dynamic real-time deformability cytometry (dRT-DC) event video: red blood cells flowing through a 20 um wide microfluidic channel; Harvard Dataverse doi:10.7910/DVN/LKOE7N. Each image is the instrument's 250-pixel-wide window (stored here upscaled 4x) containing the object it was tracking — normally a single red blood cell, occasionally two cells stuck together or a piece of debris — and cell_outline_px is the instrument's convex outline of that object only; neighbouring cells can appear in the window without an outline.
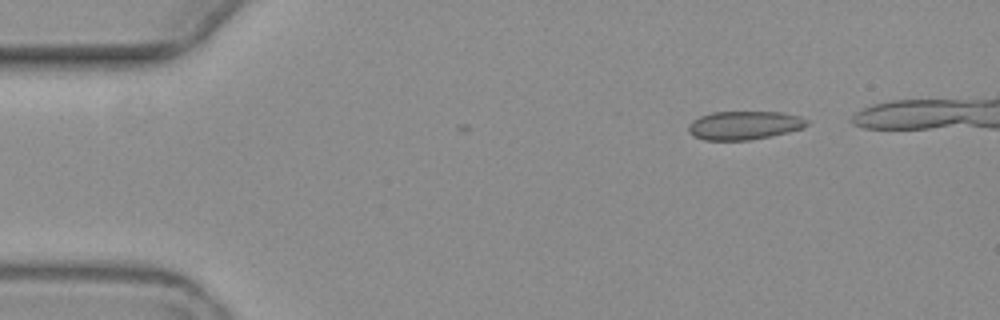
{"species": "common noctule bat (a hibernating species)", "species_latin": "Nyctalus noctula", "temperature_condition": "warm", "stored_images_in_passage": 8, "camera_frame_rate_fps": 3000, "um_per_image_px": 0.085, "animal": {"sex": "female", "body_mass_g": 19.3, "forearm_length_mm": 54.1}, "frame": {"image": 1, "passage_image": 2, "time_ms": 1.0, "image_size_px": [1000, 320], "cell_outline_px": [[808, 124], [804, 128], [772, 136], [748, 140], [704, 140], [688, 132], [688, 124], [692, 120], [700, 116], [712, 112], [784, 112], [800, 116], [808, 120]], "centroid_in_image_um": [63.28, 10.65], "position_along_channel_um": 21.7, "area_um2": 19.83}}
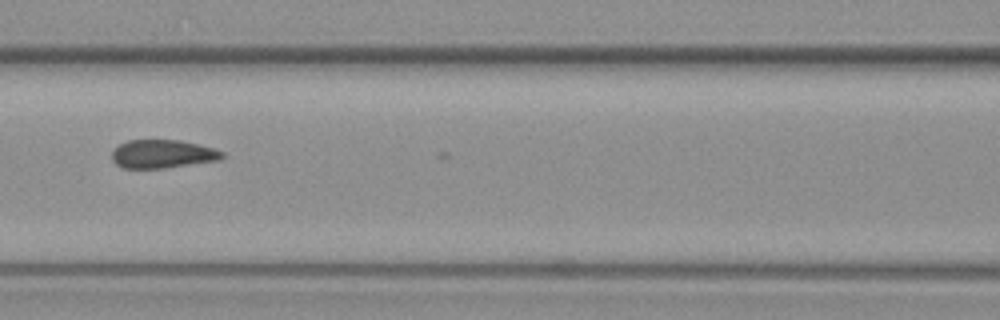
{"frame": {"image": 2, "passage_image": 7, "time_ms": 7.0, "image_size_px": [1000, 320], "cell_outline_px": [[224, 156], [220, 160], [164, 168], [124, 168], [116, 164], [112, 160], [112, 152], [120, 144], [128, 140], [180, 140], [212, 148], [224, 152]], "centroid_in_image_um": [13.81, 13.09], "position_along_channel_um": 152.8, "area_um2": 18.09}}
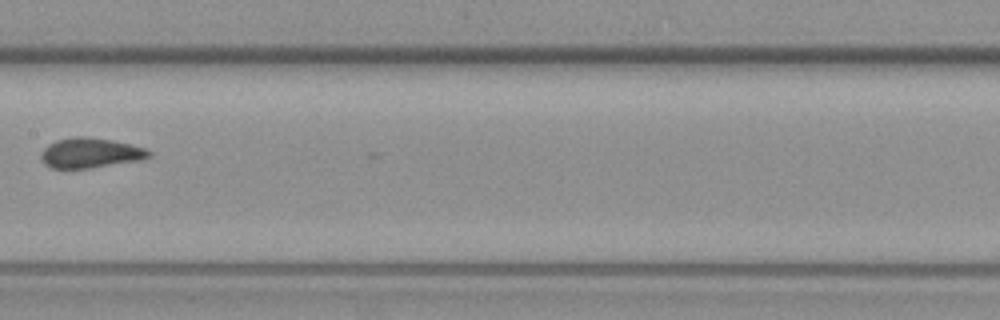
{"frame": {"image": 3, "passage_image": 8, "time_ms": 8.333, "image_size_px": [1000, 320], "cell_outline_px": [[152, 156], [140, 160], [92, 168], [52, 168], [44, 164], [40, 160], [40, 152], [48, 144], [56, 140], [76, 136], [88, 136], [112, 140], [144, 148], [152, 152]], "centroid_in_image_um": [7.65, 13.0], "position_along_channel_um": 199.8, "area_um2": 19.02}}